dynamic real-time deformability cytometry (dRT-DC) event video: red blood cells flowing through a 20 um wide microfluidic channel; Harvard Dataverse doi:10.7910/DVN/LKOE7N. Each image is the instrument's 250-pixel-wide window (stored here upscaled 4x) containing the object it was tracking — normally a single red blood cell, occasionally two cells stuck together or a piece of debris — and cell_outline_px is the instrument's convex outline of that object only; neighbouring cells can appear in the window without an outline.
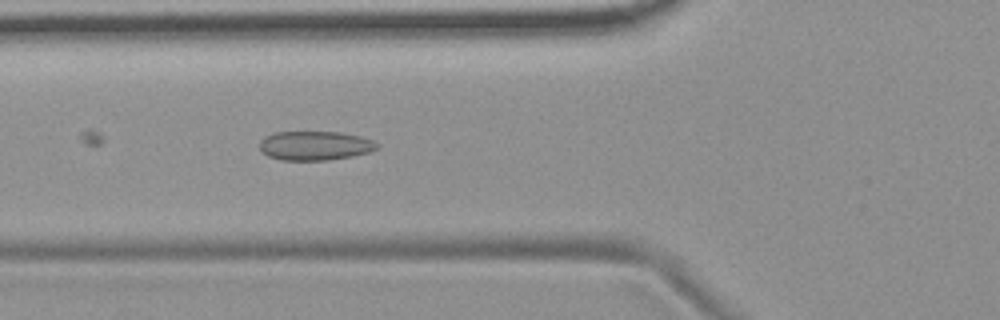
{"species": "common noctule bat (a hibernating species)", "species_latin": "Nyctalus noctula", "temperature_condition": "room temperature", "stored_images_in_passage": 29, "camera_frame_rate_fps": 3000, "um_per_image_px": 0.085, "animal": {"sex": "female", "body_mass_g": 19.9}, "frame": {"image": 1, "passage_image": 20, "time_ms": 6.333, "image_size_px": [1000, 320], "cell_outline_px": [[380, 144], [376, 148], [368, 152], [352, 156], [328, 160], [280, 160], [268, 156], [260, 152], [260, 140], [264, 136], [272, 132], [340, 132], [360, 136], [372, 140]], "centroid_in_image_um": [26.72, 12.38], "position_along_channel_um": 99.1, "area_um2": 20.06}}
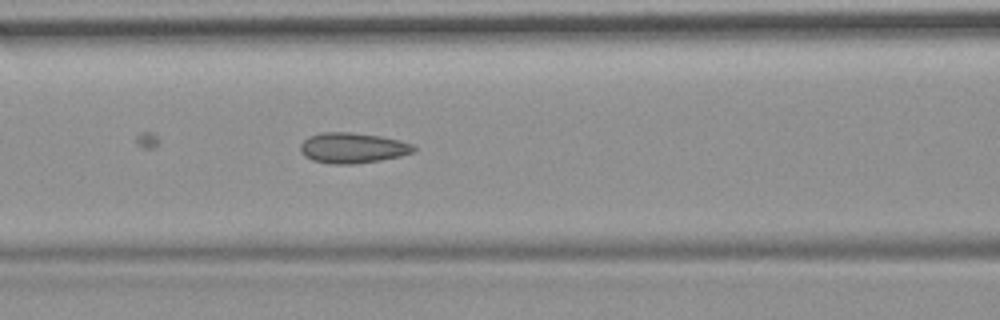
{"frame": {"image": 2, "passage_image": 23, "time_ms": 7.333, "image_size_px": [1000, 320], "cell_outline_px": [[416, 148], [412, 152], [400, 156], [380, 160], [352, 164], [332, 164], [312, 160], [304, 156], [300, 152], [300, 144], [308, 136], [324, 132], [352, 132], [380, 136], [400, 140], [412, 144]], "centroid_in_image_um": [29.94, 12.57], "position_along_channel_um": 136.7, "area_um2": 20.11}}
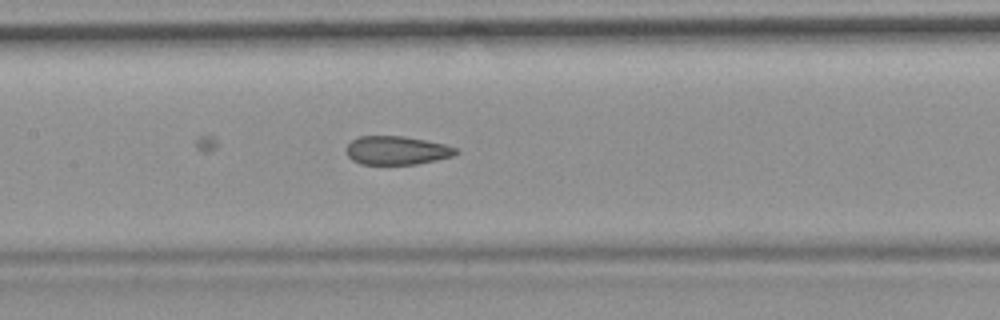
{"frame": {"image": 3, "passage_image": 26, "time_ms": 8.333, "image_size_px": [1000, 320], "cell_outline_px": [[460, 152], [452, 156], [436, 160], [416, 164], [360, 164], [352, 160], [348, 156], [344, 148], [352, 140], [360, 136], [404, 136], [444, 144], [460, 148]], "centroid_in_image_um": [33.73, 12.78], "position_along_channel_um": 173.7, "area_um2": 18.38}}